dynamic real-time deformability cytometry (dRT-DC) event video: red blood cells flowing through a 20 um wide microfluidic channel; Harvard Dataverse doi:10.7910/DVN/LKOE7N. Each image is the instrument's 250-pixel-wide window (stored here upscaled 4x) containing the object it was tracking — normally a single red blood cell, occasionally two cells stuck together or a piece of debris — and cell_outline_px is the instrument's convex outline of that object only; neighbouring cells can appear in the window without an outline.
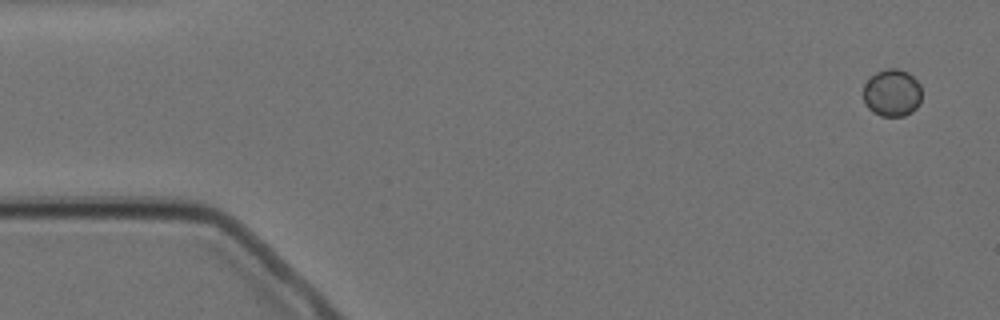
{"species": "Egyptian fruit bat (a non-hibernating species)", "species_latin": "Rousettus aegyptiacus", "temperature_condition": "cold", "stored_images_in_passage": 4, "camera_frame_rate_fps": 3000, "um_per_image_px": 0.085, "animal": {"sex": "female"}, "frame": {"image": 1, "passage_image": 1, "time_ms": 0.0, "image_size_px": [1000, 320], "cell_outline_px": [[920, 104], [912, 112], [904, 116], [880, 116], [872, 112], [868, 108], [864, 100], [864, 84], [868, 76], [876, 72], [888, 68], [896, 68], [908, 72], [920, 84]], "centroid_in_image_um": [75.81, 7.89], "position_along_channel_um": 9.2, "area_um2": 16.3}}
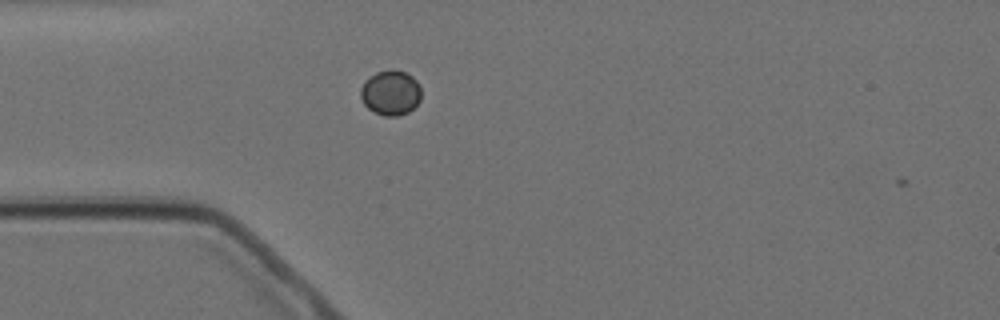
{"frame": {"image": 2, "passage_image": 4, "time_ms": 4.333, "image_size_px": [1000, 320], "cell_outline_px": [[420, 100], [408, 112], [396, 116], [384, 116], [372, 112], [364, 104], [360, 96], [360, 88], [364, 80], [368, 76], [376, 72], [404, 72], [412, 76], [420, 84]], "centroid_in_image_um": [33.17, 7.91], "position_along_channel_um": 51.8, "area_um2": 15.72}}